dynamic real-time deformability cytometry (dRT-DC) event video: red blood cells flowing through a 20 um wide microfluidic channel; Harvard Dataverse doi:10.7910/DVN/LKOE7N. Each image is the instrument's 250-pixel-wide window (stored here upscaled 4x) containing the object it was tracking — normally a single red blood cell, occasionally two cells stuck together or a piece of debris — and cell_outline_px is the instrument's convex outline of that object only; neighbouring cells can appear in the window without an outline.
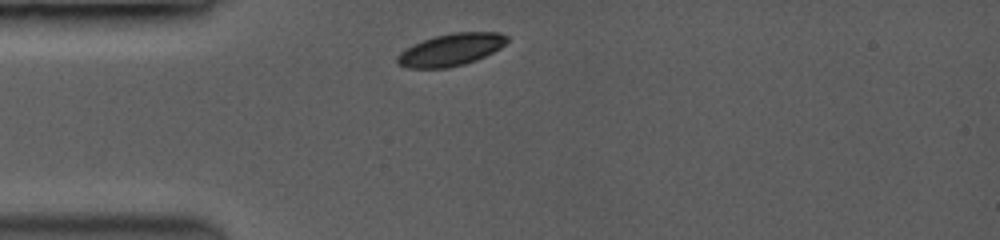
{"species": "common noctule bat (a hibernating species)", "species_latin": "Nyctalus noctula", "temperature_condition": "room temperature", "stored_images_in_passage": 31, "camera_frame_rate_fps": 3500, "um_per_image_px": 0.085, "animal": {"sex": "female", "body_mass_g": 19.0, "forearm_length_mm": 53.3}, "frame": {"image": 1, "passage_image": 1, "time_ms": 0.0, "image_size_px": [1000, 240], "cell_outline_px": [[508, 40], [500, 48], [476, 60], [464, 64], [444, 68], [408, 68], [400, 64], [396, 60], [396, 56], [400, 52], [412, 44], [432, 36], [452, 32], [500, 32], [508, 36]], "centroid_in_image_um": [38.31, 4.21], "position_along_channel_um": 46.7, "area_um2": 20.63}}
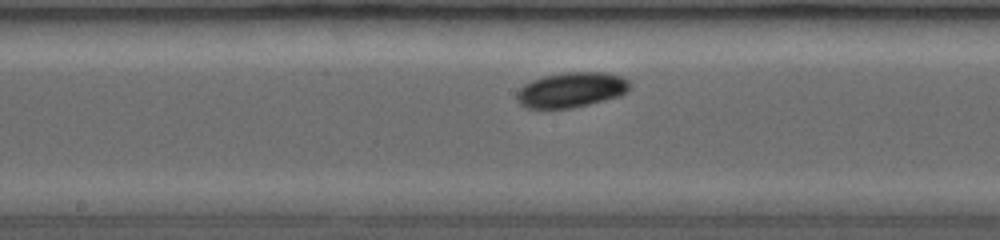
{"frame": {"image": 2, "passage_image": 12, "time_ms": 4.286, "image_size_px": [1000, 240], "cell_outline_px": [[632, 84], [620, 96], [588, 104], [568, 108], [528, 108], [520, 104], [516, 96], [520, 88], [524, 84], [532, 80], [544, 76], [560, 72], [604, 72], [620, 76], [628, 80]], "centroid_in_image_um": [48.55, 7.62], "position_along_channel_um": 199.6, "area_um2": 22.95}}
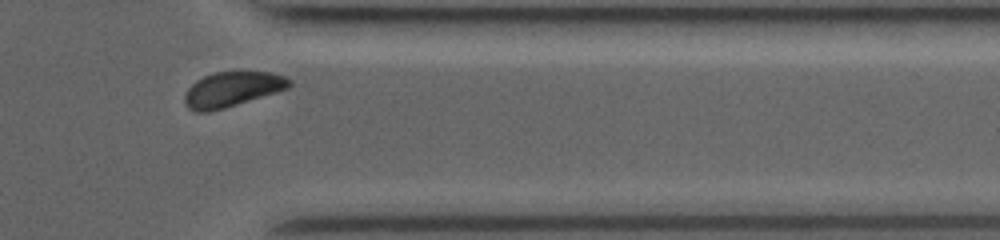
{"frame": {"image": 3, "passage_image": 27, "time_ms": 9.143, "image_size_px": [1000, 240], "cell_outline_px": [[292, 84], [288, 88], [276, 92], [224, 108], [208, 112], [196, 112], [188, 108], [184, 100], [184, 96], [188, 88], [196, 80], [204, 76], [216, 72], [268, 72], [284, 76], [292, 80]], "centroid_in_image_um": [19.72, 7.59], "position_along_channel_um": 391.7, "area_um2": 21.1}, "authors_computed_cell_mechanics": {"area_um2": 21.675, "velocity_mm_per_s": 3.945, "shape_relaxation_time_tau1_ms": 1.1409, "shape_relaxation_time_tau2_ms": null, "deformation_change_tau1": 0.0811, "deformation_change_tau2": null}}